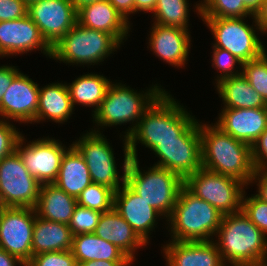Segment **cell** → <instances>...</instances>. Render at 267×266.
Instances as JSON below:
<instances>
[{
    "label": "cell",
    "mask_w": 267,
    "mask_h": 266,
    "mask_svg": "<svg viewBox=\"0 0 267 266\" xmlns=\"http://www.w3.org/2000/svg\"><path fill=\"white\" fill-rule=\"evenodd\" d=\"M22 1L28 6L30 3L38 1V0H22Z\"/></svg>",
    "instance_id": "51"
},
{
    "label": "cell",
    "mask_w": 267,
    "mask_h": 266,
    "mask_svg": "<svg viewBox=\"0 0 267 266\" xmlns=\"http://www.w3.org/2000/svg\"><path fill=\"white\" fill-rule=\"evenodd\" d=\"M28 6L22 0H0V22L25 17Z\"/></svg>",
    "instance_id": "40"
},
{
    "label": "cell",
    "mask_w": 267,
    "mask_h": 266,
    "mask_svg": "<svg viewBox=\"0 0 267 266\" xmlns=\"http://www.w3.org/2000/svg\"><path fill=\"white\" fill-rule=\"evenodd\" d=\"M133 261H108V260H92L77 263L78 266H130Z\"/></svg>",
    "instance_id": "45"
},
{
    "label": "cell",
    "mask_w": 267,
    "mask_h": 266,
    "mask_svg": "<svg viewBox=\"0 0 267 266\" xmlns=\"http://www.w3.org/2000/svg\"><path fill=\"white\" fill-rule=\"evenodd\" d=\"M27 14L51 47L77 23L71 0H38L28 5Z\"/></svg>",
    "instance_id": "15"
},
{
    "label": "cell",
    "mask_w": 267,
    "mask_h": 266,
    "mask_svg": "<svg viewBox=\"0 0 267 266\" xmlns=\"http://www.w3.org/2000/svg\"><path fill=\"white\" fill-rule=\"evenodd\" d=\"M115 191L108 186L91 183L77 197V204L101 213L113 209Z\"/></svg>",
    "instance_id": "33"
},
{
    "label": "cell",
    "mask_w": 267,
    "mask_h": 266,
    "mask_svg": "<svg viewBox=\"0 0 267 266\" xmlns=\"http://www.w3.org/2000/svg\"><path fill=\"white\" fill-rule=\"evenodd\" d=\"M73 234L66 224L35 216L32 256L45 252L71 250Z\"/></svg>",
    "instance_id": "26"
},
{
    "label": "cell",
    "mask_w": 267,
    "mask_h": 266,
    "mask_svg": "<svg viewBox=\"0 0 267 266\" xmlns=\"http://www.w3.org/2000/svg\"><path fill=\"white\" fill-rule=\"evenodd\" d=\"M99 0H71L74 5L76 11H78L81 7L94 3Z\"/></svg>",
    "instance_id": "50"
},
{
    "label": "cell",
    "mask_w": 267,
    "mask_h": 266,
    "mask_svg": "<svg viewBox=\"0 0 267 266\" xmlns=\"http://www.w3.org/2000/svg\"><path fill=\"white\" fill-rule=\"evenodd\" d=\"M36 49L51 58L52 47L43 38L38 26L28 14L19 19L0 22L1 58L31 53Z\"/></svg>",
    "instance_id": "16"
},
{
    "label": "cell",
    "mask_w": 267,
    "mask_h": 266,
    "mask_svg": "<svg viewBox=\"0 0 267 266\" xmlns=\"http://www.w3.org/2000/svg\"><path fill=\"white\" fill-rule=\"evenodd\" d=\"M217 122L223 132L250 147L267 129V108H222Z\"/></svg>",
    "instance_id": "19"
},
{
    "label": "cell",
    "mask_w": 267,
    "mask_h": 266,
    "mask_svg": "<svg viewBox=\"0 0 267 266\" xmlns=\"http://www.w3.org/2000/svg\"><path fill=\"white\" fill-rule=\"evenodd\" d=\"M91 183L87 164L83 156L72 145L63 155L58 177L53 184L77 199Z\"/></svg>",
    "instance_id": "27"
},
{
    "label": "cell",
    "mask_w": 267,
    "mask_h": 266,
    "mask_svg": "<svg viewBox=\"0 0 267 266\" xmlns=\"http://www.w3.org/2000/svg\"><path fill=\"white\" fill-rule=\"evenodd\" d=\"M157 4V0H134V14L138 11H143L144 13L153 12L155 6Z\"/></svg>",
    "instance_id": "47"
},
{
    "label": "cell",
    "mask_w": 267,
    "mask_h": 266,
    "mask_svg": "<svg viewBox=\"0 0 267 266\" xmlns=\"http://www.w3.org/2000/svg\"><path fill=\"white\" fill-rule=\"evenodd\" d=\"M251 152L255 170L267 169V129L251 146Z\"/></svg>",
    "instance_id": "41"
},
{
    "label": "cell",
    "mask_w": 267,
    "mask_h": 266,
    "mask_svg": "<svg viewBox=\"0 0 267 266\" xmlns=\"http://www.w3.org/2000/svg\"><path fill=\"white\" fill-rule=\"evenodd\" d=\"M115 9L124 17L129 23V17L134 14V0H108ZM130 15V16H129Z\"/></svg>",
    "instance_id": "44"
},
{
    "label": "cell",
    "mask_w": 267,
    "mask_h": 266,
    "mask_svg": "<svg viewBox=\"0 0 267 266\" xmlns=\"http://www.w3.org/2000/svg\"><path fill=\"white\" fill-rule=\"evenodd\" d=\"M101 214L99 211L77 204L68 227L73 235L94 233Z\"/></svg>",
    "instance_id": "35"
},
{
    "label": "cell",
    "mask_w": 267,
    "mask_h": 266,
    "mask_svg": "<svg viewBox=\"0 0 267 266\" xmlns=\"http://www.w3.org/2000/svg\"><path fill=\"white\" fill-rule=\"evenodd\" d=\"M242 211L267 236V203L252 194L242 198Z\"/></svg>",
    "instance_id": "37"
},
{
    "label": "cell",
    "mask_w": 267,
    "mask_h": 266,
    "mask_svg": "<svg viewBox=\"0 0 267 266\" xmlns=\"http://www.w3.org/2000/svg\"><path fill=\"white\" fill-rule=\"evenodd\" d=\"M10 122L0 119V160L16 150L17 142L22 135Z\"/></svg>",
    "instance_id": "39"
},
{
    "label": "cell",
    "mask_w": 267,
    "mask_h": 266,
    "mask_svg": "<svg viewBox=\"0 0 267 266\" xmlns=\"http://www.w3.org/2000/svg\"><path fill=\"white\" fill-rule=\"evenodd\" d=\"M152 25L148 38L150 51L171 66L185 67L192 44L190 31L156 23Z\"/></svg>",
    "instance_id": "20"
},
{
    "label": "cell",
    "mask_w": 267,
    "mask_h": 266,
    "mask_svg": "<svg viewBox=\"0 0 267 266\" xmlns=\"http://www.w3.org/2000/svg\"><path fill=\"white\" fill-rule=\"evenodd\" d=\"M188 2V0H157L152 12L154 23L188 30L190 14Z\"/></svg>",
    "instance_id": "31"
},
{
    "label": "cell",
    "mask_w": 267,
    "mask_h": 266,
    "mask_svg": "<svg viewBox=\"0 0 267 266\" xmlns=\"http://www.w3.org/2000/svg\"><path fill=\"white\" fill-rule=\"evenodd\" d=\"M257 183L258 192L255 194L261 200L267 203V169H258L255 170L253 178L251 179L250 185Z\"/></svg>",
    "instance_id": "43"
},
{
    "label": "cell",
    "mask_w": 267,
    "mask_h": 266,
    "mask_svg": "<svg viewBox=\"0 0 267 266\" xmlns=\"http://www.w3.org/2000/svg\"><path fill=\"white\" fill-rule=\"evenodd\" d=\"M24 140L25 138L22 134L17 142L16 151L29 174L41 184L54 183L58 177L63 155L72 144L66 148L60 140L49 138V136L32 140V142L29 141L27 144Z\"/></svg>",
    "instance_id": "14"
},
{
    "label": "cell",
    "mask_w": 267,
    "mask_h": 266,
    "mask_svg": "<svg viewBox=\"0 0 267 266\" xmlns=\"http://www.w3.org/2000/svg\"><path fill=\"white\" fill-rule=\"evenodd\" d=\"M222 218L215 207L183 186L166 228L173 241H210L215 239Z\"/></svg>",
    "instance_id": "5"
},
{
    "label": "cell",
    "mask_w": 267,
    "mask_h": 266,
    "mask_svg": "<svg viewBox=\"0 0 267 266\" xmlns=\"http://www.w3.org/2000/svg\"><path fill=\"white\" fill-rule=\"evenodd\" d=\"M216 238L226 266H267V237L242 210L223 215Z\"/></svg>",
    "instance_id": "3"
},
{
    "label": "cell",
    "mask_w": 267,
    "mask_h": 266,
    "mask_svg": "<svg viewBox=\"0 0 267 266\" xmlns=\"http://www.w3.org/2000/svg\"><path fill=\"white\" fill-rule=\"evenodd\" d=\"M94 234L117 246L133 262L136 250L147 246L114 209L101 214Z\"/></svg>",
    "instance_id": "23"
},
{
    "label": "cell",
    "mask_w": 267,
    "mask_h": 266,
    "mask_svg": "<svg viewBox=\"0 0 267 266\" xmlns=\"http://www.w3.org/2000/svg\"><path fill=\"white\" fill-rule=\"evenodd\" d=\"M41 185L16 150L0 160V207L35 208Z\"/></svg>",
    "instance_id": "11"
},
{
    "label": "cell",
    "mask_w": 267,
    "mask_h": 266,
    "mask_svg": "<svg viewBox=\"0 0 267 266\" xmlns=\"http://www.w3.org/2000/svg\"><path fill=\"white\" fill-rule=\"evenodd\" d=\"M76 205V198L55 184H42L35 210L42 219L68 225Z\"/></svg>",
    "instance_id": "25"
},
{
    "label": "cell",
    "mask_w": 267,
    "mask_h": 266,
    "mask_svg": "<svg viewBox=\"0 0 267 266\" xmlns=\"http://www.w3.org/2000/svg\"><path fill=\"white\" fill-rule=\"evenodd\" d=\"M184 186L223 215L242 210V198L245 189L248 188L246 184L234 177L214 173L204 168L188 176L184 180Z\"/></svg>",
    "instance_id": "10"
},
{
    "label": "cell",
    "mask_w": 267,
    "mask_h": 266,
    "mask_svg": "<svg viewBox=\"0 0 267 266\" xmlns=\"http://www.w3.org/2000/svg\"><path fill=\"white\" fill-rule=\"evenodd\" d=\"M162 248L167 266H226L214 240H170Z\"/></svg>",
    "instance_id": "21"
},
{
    "label": "cell",
    "mask_w": 267,
    "mask_h": 266,
    "mask_svg": "<svg viewBox=\"0 0 267 266\" xmlns=\"http://www.w3.org/2000/svg\"><path fill=\"white\" fill-rule=\"evenodd\" d=\"M113 209L132 227L146 245L150 242V231L153 232L157 227V219L161 217H163L161 219H165L125 182L122 188L114 193Z\"/></svg>",
    "instance_id": "18"
},
{
    "label": "cell",
    "mask_w": 267,
    "mask_h": 266,
    "mask_svg": "<svg viewBox=\"0 0 267 266\" xmlns=\"http://www.w3.org/2000/svg\"><path fill=\"white\" fill-rule=\"evenodd\" d=\"M35 208L0 207V248L25 265L32 258Z\"/></svg>",
    "instance_id": "13"
},
{
    "label": "cell",
    "mask_w": 267,
    "mask_h": 266,
    "mask_svg": "<svg viewBox=\"0 0 267 266\" xmlns=\"http://www.w3.org/2000/svg\"><path fill=\"white\" fill-rule=\"evenodd\" d=\"M71 251L77 263L92 260L132 261L117 246L94 233L73 235Z\"/></svg>",
    "instance_id": "29"
},
{
    "label": "cell",
    "mask_w": 267,
    "mask_h": 266,
    "mask_svg": "<svg viewBox=\"0 0 267 266\" xmlns=\"http://www.w3.org/2000/svg\"><path fill=\"white\" fill-rule=\"evenodd\" d=\"M81 26L111 34L120 44L126 41L131 24L121 16L108 0L95 1L77 11Z\"/></svg>",
    "instance_id": "22"
},
{
    "label": "cell",
    "mask_w": 267,
    "mask_h": 266,
    "mask_svg": "<svg viewBox=\"0 0 267 266\" xmlns=\"http://www.w3.org/2000/svg\"><path fill=\"white\" fill-rule=\"evenodd\" d=\"M175 100L165 90L144 112L134 130L126 137L130 158L138 159L139 142L151 151L161 141L178 140L197 120Z\"/></svg>",
    "instance_id": "1"
},
{
    "label": "cell",
    "mask_w": 267,
    "mask_h": 266,
    "mask_svg": "<svg viewBox=\"0 0 267 266\" xmlns=\"http://www.w3.org/2000/svg\"><path fill=\"white\" fill-rule=\"evenodd\" d=\"M261 33L267 34V0H263L261 9L255 14Z\"/></svg>",
    "instance_id": "46"
},
{
    "label": "cell",
    "mask_w": 267,
    "mask_h": 266,
    "mask_svg": "<svg viewBox=\"0 0 267 266\" xmlns=\"http://www.w3.org/2000/svg\"><path fill=\"white\" fill-rule=\"evenodd\" d=\"M215 84L223 108H267V103L242 74L224 78Z\"/></svg>",
    "instance_id": "28"
},
{
    "label": "cell",
    "mask_w": 267,
    "mask_h": 266,
    "mask_svg": "<svg viewBox=\"0 0 267 266\" xmlns=\"http://www.w3.org/2000/svg\"><path fill=\"white\" fill-rule=\"evenodd\" d=\"M122 139L124 163L122 166L123 174L121 176L119 174L120 172L117 170L114 149L107 141L105 135L89 130V132L87 131L81 135L78 141L75 140V142H72V145L83 156L89 169L92 182L108 186L115 192L124 185L125 171L130 160L127 139L126 137Z\"/></svg>",
    "instance_id": "8"
},
{
    "label": "cell",
    "mask_w": 267,
    "mask_h": 266,
    "mask_svg": "<svg viewBox=\"0 0 267 266\" xmlns=\"http://www.w3.org/2000/svg\"><path fill=\"white\" fill-rule=\"evenodd\" d=\"M112 81L103 74L87 73L67 84L73 108L76 104L95 107L94 113L102 103Z\"/></svg>",
    "instance_id": "30"
},
{
    "label": "cell",
    "mask_w": 267,
    "mask_h": 266,
    "mask_svg": "<svg viewBox=\"0 0 267 266\" xmlns=\"http://www.w3.org/2000/svg\"><path fill=\"white\" fill-rule=\"evenodd\" d=\"M25 266H78L71 250L33 255Z\"/></svg>",
    "instance_id": "38"
},
{
    "label": "cell",
    "mask_w": 267,
    "mask_h": 266,
    "mask_svg": "<svg viewBox=\"0 0 267 266\" xmlns=\"http://www.w3.org/2000/svg\"><path fill=\"white\" fill-rule=\"evenodd\" d=\"M267 51L242 64L241 74L267 103Z\"/></svg>",
    "instance_id": "34"
},
{
    "label": "cell",
    "mask_w": 267,
    "mask_h": 266,
    "mask_svg": "<svg viewBox=\"0 0 267 266\" xmlns=\"http://www.w3.org/2000/svg\"><path fill=\"white\" fill-rule=\"evenodd\" d=\"M17 66H0V103L13 78L19 73Z\"/></svg>",
    "instance_id": "42"
},
{
    "label": "cell",
    "mask_w": 267,
    "mask_h": 266,
    "mask_svg": "<svg viewBox=\"0 0 267 266\" xmlns=\"http://www.w3.org/2000/svg\"><path fill=\"white\" fill-rule=\"evenodd\" d=\"M199 129L202 168L250 185L255 173L251 147L223 132L213 123L200 122Z\"/></svg>",
    "instance_id": "2"
},
{
    "label": "cell",
    "mask_w": 267,
    "mask_h": 266,
    "mask_svg": "<svg viewBox=\"0 0 267 266\" xmlns=\"http://www.w3.org/2000/svg\"><path fill=\"white\" fill-rule=\"evenodd\" d=\"M39 85L21 71L13 78L0 103V118L33 123L39 104ZM7 118V119H6Z\"/></svg>",
    "instance_id": "17"
},
{
    "label": "cell",
    "mask_w": 267,
    "mask_h": 266,
    "mask_svg": "<svg viewBox=\"0 0 267 266\" xmlns=\"http://www.w3.org/2000/svg\"><path fill=\"white\" fill-rule=\"evenodd\" d=\"M209 28L214 43L212 47L228 50L242 63L260 57L265 50L257 31L261 29L255 15L252 16L254 25L247 24L242 18L200 17ZM257 33V34H256Z\"/></svg>",
    "instance_id": "9"
},
{
    "label": "cell",
    "mask_w": 267,
    "mask_h": 266,
    "mask_svg": "<svg viewBox=\"0 0 267 266\" xmlns=\"http://www.w3.org/2000/svg\"><path fill=\"white\" fill-rule=\"evenodd\" d=\"M158 84H153L139 93L122 83L112 82L99 108L92 114L93 123L97 128L92 131L101 133L99 126L104 128L130 123L129 129L120 135L127 137L136 127L144 112L166 90Z\"/></svg>",
    "instance_id": "4"
},
{
    "label": "cell",
    "mask_w": 267,
    "mask_h": 266,
    "mask_svg": "<svg viewBox=\"0 0 267 266\" xmlns=\"http://www.w3.org/2000/svg\"><path fill=\"white\" fill-rule=\"evenodd\" d=\"M200 121L196 120L178 140L161 141L152 151L155 166L178 174L183 180L202 168Z\"/></svg>",
    "instance_id": "12"
},
{
    "label": "cell",
    "mask_w": 267,
    "mask_h": 266,
    "mask_svg": "<svg viewBox=\"0 0 267 266\" xmlns=\"http://www.w3.org/2000/svg\"><path fill=\"white\" fill-rule=\"evenodd\" d=\"M73 111L67 83L54 82L39 88V104L34 123L50 119L52 122L63 124L68 122Z\"/></svg>",
    "instance_id": "24"
},
{
    "label": "cell",
    "mask_w": 267,
    "mask_h": 266,
    "mask_svg": "<svg viewBox=\"0 0 267 266\" xmlns=\"http://www.w3.org/2000/svg\"><path fill=\"white\" fill-rule=\"evenodd\" d=\"M212 54V66L219 72L216 83L224 78L240 75L242 72V62L239 61L234 55H232L228 50L222 48L213 47ZM238 64V68L237 65ZM240 65V66H239ZM236 66V67H235ZM235 67V68H234ZM239 69V70H236ZM219 70V71H218Z\"/></svg>",
    "instance_id": "36"
},
{
    "label": "cell",
    "mask_w": 267,
    "mask_h": 266,
    "mask_svg": "<svg viewBox=\"0 0 267 266\" xmlns=\"http://www.w3.org/2000/svg\"><path fill=\"white\" fill-rule=\"evenodd\" d=\"M243 3L255 15L261 9L263 0H243Z\"/></svg>",
    "instance_id": "49"
},
{
    "label": "cell",
    "mask_w": 267,
    "mask_h": 266,
    "mask_svg": "<svg viewBox=\"0 0 267 266\" xmlns=\"http://www.w3.org/2000/svg\"><path fill=\"white\" fill-rule=\"evenodd\" d=\"M200 17L242 18L254 14L244 5L243 0H203L195 5Z\"/></svg>",
    "instance_id": "32"
},
{
    "label": "cell",
    "mask_w": 267,
    "mask_h": 266,
    "mask_svg": "<svg viewBox=\"0 0 267 266\" xmlns=\"http://www.w3.org/2000/svg\"><path fill=\"white\" fill-rule=\"evenodd\" d=\"M25 266L23 262H21L14 255L9 254L5 250L0 248V266Z\"/></svg>",
    "instance_id": "48"
},
{
    "label": "cell",
    "mask_w": 267,
    "mask_h": 266,
    "mask_svg": "<svg viewBox=\"0 0 267 266\" xmlns=\"http://www.w3.org/2000/svg\"><path fill=\"white\" fill-rule=\"evenodd\" d=\"M121 44L109 33L90 29L76 23L54 46L51 58L76 66L97 65Z\"/></svg>",
    "instance_id": "7"
},
{
    "label": "cell",
    "mask_w": 267,
    "mask_h": 266,
    "mask_svg": "<svg viewBox=\"0 0 267 266\" xmlns=\"http://www.w3.org/2000/svg\"><path fill=\"white\" fill-rule=\"evenodd\" d=\"M125 183L148 205L168 219L176 205L184 180L176 173L153 165L148 170H140L139 160L130 158Z\"/></svg>",
    "instance_id": "6"
}]
</instances>
